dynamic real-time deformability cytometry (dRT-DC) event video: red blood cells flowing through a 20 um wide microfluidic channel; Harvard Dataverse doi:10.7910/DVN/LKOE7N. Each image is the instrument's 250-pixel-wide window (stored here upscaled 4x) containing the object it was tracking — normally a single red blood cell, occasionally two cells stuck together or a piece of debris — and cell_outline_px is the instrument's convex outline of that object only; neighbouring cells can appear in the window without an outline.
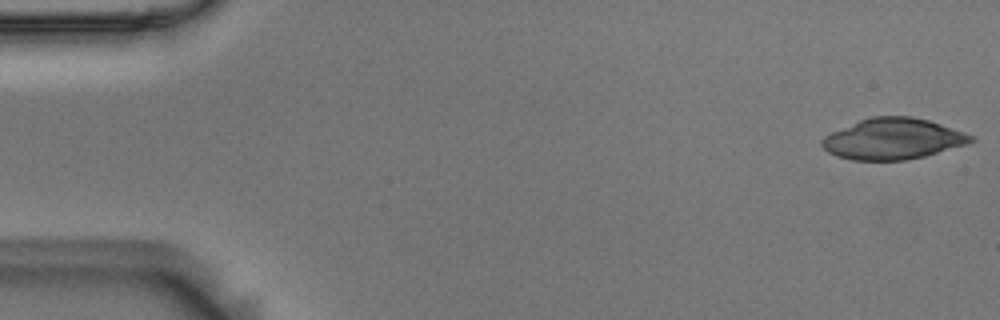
{"species": "Egyptian fruit bat (a non-hibernating species)", "species_latin": "Rousettus aegyptiacus", "temperature_condition": "room temperature", "stored_images_in_passage": 53, "camera_frame_rate_fps": 3000, "um_per_image_px": 0.085, "animal": {"sex": "male"}, "frame": {"image": 1, "passage_image": 1, "time_ms": 0.0, "image_size_px": [1000, 320], "cell_outline_px": [[976, 140], [968, 144], [924, 156], [904, 160], [852, 160], [836, 156], [828, 152], [820, 144], [820, 140], [824, 136], [832, 132], [860, 120], [872, 116], [912, 116], [928, 120], [976, 136]], "centroid_in_image_um": [75.91, 11.8], "position_along_channel_um": 9.1, "area_um2": 35.55}}